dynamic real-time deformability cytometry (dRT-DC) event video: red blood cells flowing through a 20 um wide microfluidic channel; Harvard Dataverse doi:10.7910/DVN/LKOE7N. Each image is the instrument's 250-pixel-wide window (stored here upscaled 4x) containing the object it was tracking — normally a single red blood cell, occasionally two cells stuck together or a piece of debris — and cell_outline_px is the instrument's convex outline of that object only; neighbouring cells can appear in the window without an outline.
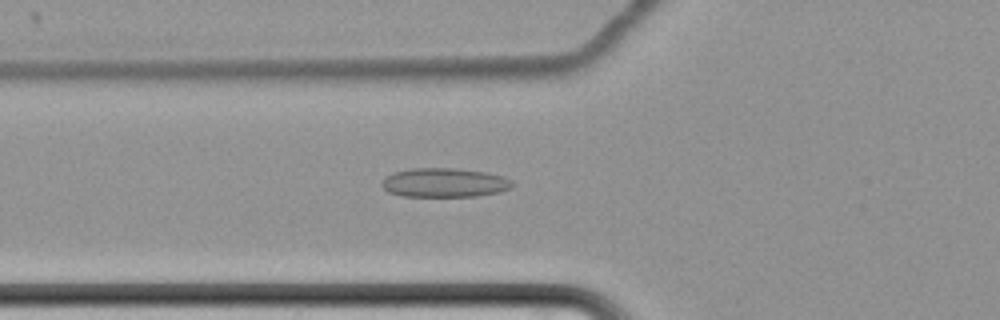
{"species": "common noctule bat (a hibernating species)", "species_latin": "Nyctalus noctula", "temperature_condition": "cold", "stored_images_in_passage": 65, "camera_frame_rate_fps": 3000, "um_per_image_px": 0.085, "animal": {"sex": "female", "body_mass_g": 22.7, "forearm_length_mm": 54.2}, "frame": {"image": 1, "passage_image": 27, "time_ms": 8.667, "image_size_px": [1000, 320], "cell_outline_px": [[512, 188], [500, 192], [476, 196], [400, 196], [388, 192], [380, 184], [392, 172], [412, 168], [452, 168], [484, 172], [504, 176], [512, 180]], "centroid_in_image_um": [37.78, 15.53], "position_along_channel_um": 88.0, "area_um2": 22.14}}
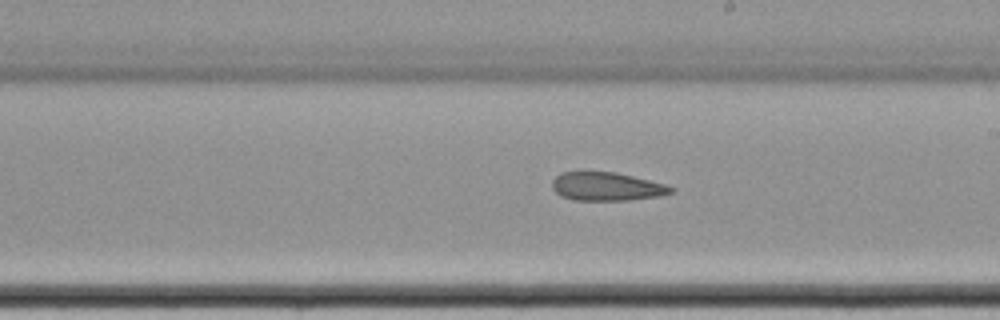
{"frame": {"image": 2, "passage_image": 40, "time_ms": 13.0, "image_size_px": [1000, 320], "cell_outline_px": [[676, 192], [660, 196], [628, 200], [572, 200], [560, 196], [552, 188], [552, 180], [560, 172], [616, 172], [664, 184], [676, 188]], "centroid_in_image_um": [51.57, 15.86], "position_along_channel_um": 237.4, "area_um2": 19.77}}
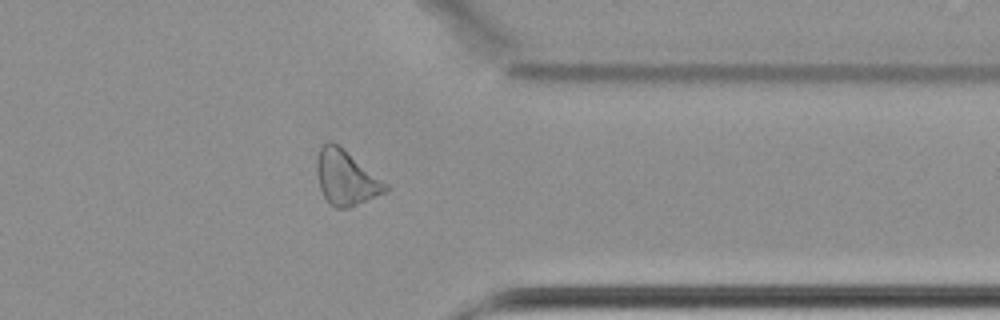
{"frame": {"image": 3, "passage_image": 53, "time_ms": 17.333, "image_size_px": [1000, 320], "cell_outline_px": [[388, 192], [348, 208], [336, 208], [324, 196], [320, 188], [316, 172], [316, 156], [320, 144], [328, 140], [332, 140], [340, 144], [388, 184]], "centroid_in_image_um": [29.39, 15.04], "position_along_channel_um": 382.0, "area_um2": 22.43}}